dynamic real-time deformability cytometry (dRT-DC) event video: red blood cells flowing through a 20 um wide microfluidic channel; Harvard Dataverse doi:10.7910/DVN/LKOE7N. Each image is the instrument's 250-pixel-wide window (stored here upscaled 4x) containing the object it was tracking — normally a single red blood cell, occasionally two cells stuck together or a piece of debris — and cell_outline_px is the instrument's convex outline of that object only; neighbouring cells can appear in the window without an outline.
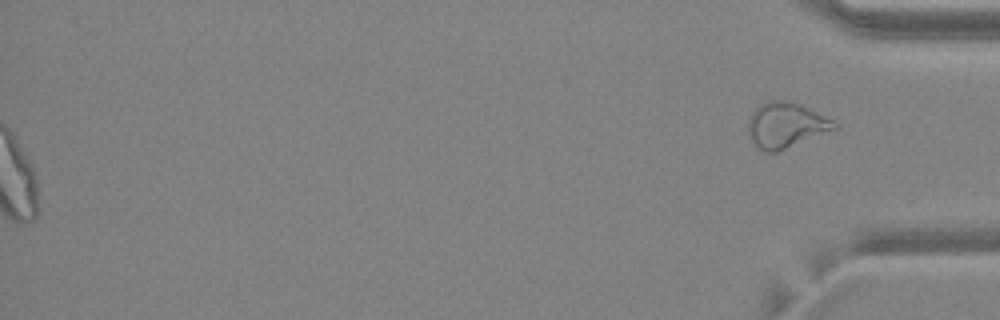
{"species": "common noctule bat (a hibernating species)", "species_latin": "Nyctalus noctula", "temperature_condition": "warm", "stored_images_in_passage": 51, "segment_of_instrument_passage": [2, 2], "camera_frame_rate_fps": 3000, "um_per_image_px": 0.085, "animal": {"sex": "female", "body_mass_g": 24.6, "forearm_length_mm": 56.2}, "frame": {"image": 1, "passage_image": 51, "time_ms": 16.667, "image_size_px": [1000, 320], "cell_outline_px": [[840, 128], [776, 152], [764, 152], [756, 148], [748, 136], [748, 120], [752, 112], [760, 104], [768, 100], [792, 100], [840, 124]], "centroid_in_image_um": [66.79, 10.64], "position_along_channel_um": 368.4, "area_um2": 23.12}}